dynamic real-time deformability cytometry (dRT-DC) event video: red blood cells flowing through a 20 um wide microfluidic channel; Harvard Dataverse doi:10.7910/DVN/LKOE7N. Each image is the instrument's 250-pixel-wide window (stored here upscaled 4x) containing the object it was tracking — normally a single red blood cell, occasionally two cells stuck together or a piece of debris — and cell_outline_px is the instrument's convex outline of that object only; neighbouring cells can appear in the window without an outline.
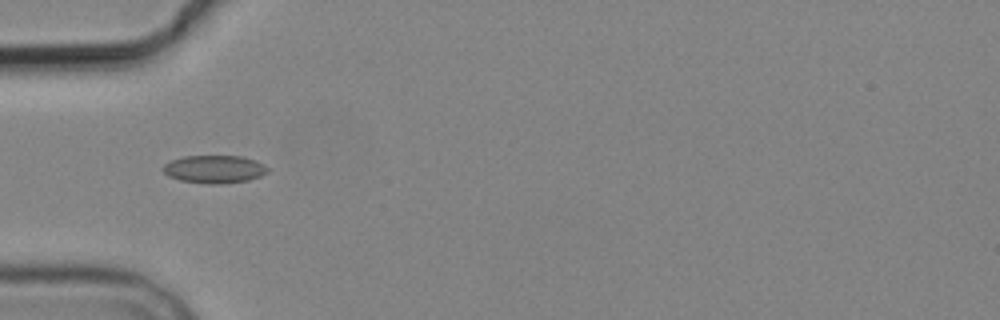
{"species": "common noctule bat (a hibernating species)", "species_latin": "Nyctalus noctula", "temperature_condition": "cold", "stored_images_in_passage": 1, "camera_frame_rate_fps": 3000, "um_per_image_px": 0.085, "animal": {"sex": "male", "body_mass_g": 19.2, "forearm_length_mm": 51.8}, "frame": {"image": 1, "passage_image": 1, "time_ms": 0.0, "image_size_px": [1000, 320], "cell_outline_px": [[268, 172], [260, 176], [248, 180], [220, 184], [208, 184], [180, 180], [168, 176], [164, 172], [164, 164], [172, 160], [184, 156], [240, 156], [256, 160], [264, 164], [268, 168]], "centroid_in_image_um": [18.24, 14.38], "position_along_channel_um": 66.8, "area_um2": 16.94}}